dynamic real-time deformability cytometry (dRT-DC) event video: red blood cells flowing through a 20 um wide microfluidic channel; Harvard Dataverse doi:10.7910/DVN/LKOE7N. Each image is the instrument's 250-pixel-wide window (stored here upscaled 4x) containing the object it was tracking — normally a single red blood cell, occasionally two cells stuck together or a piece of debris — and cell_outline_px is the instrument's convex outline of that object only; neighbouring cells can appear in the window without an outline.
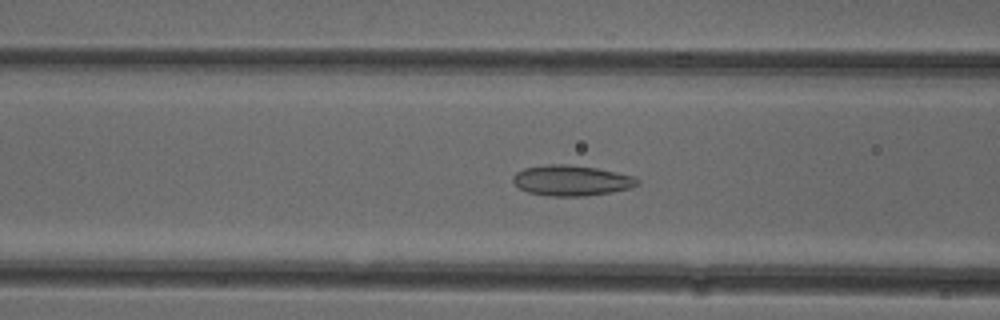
{"species": "common noctule bat (a hibernating species)", "species_latin": "Nyctalus noctula", "temperature_condition": "cold", "stored_images_in_passage": 52, "camera_frame_rate_fps": 3000, "um_per_image_px": 0.085, "animal": {"sex": "female"}, "frame": {"image": 1, "passage_image": 20, "time_ms": 6.333, "image_size_px": [1000, 320], "cell_outline_px": [[640, 184], [632, 188], [612, 192], [584, 196], [548, 196], [528, 192], [520, 188], [512, 180], [512, 176], [516, 172], [524, 168], [544, 164], [568, 164], [596, 168], [616, 172], [632, 176], [640, 180]], "centroid_in_image_um": [48.58, 15.34], "position_along_channel_um": 118.0, "area_um2": 22.25}}
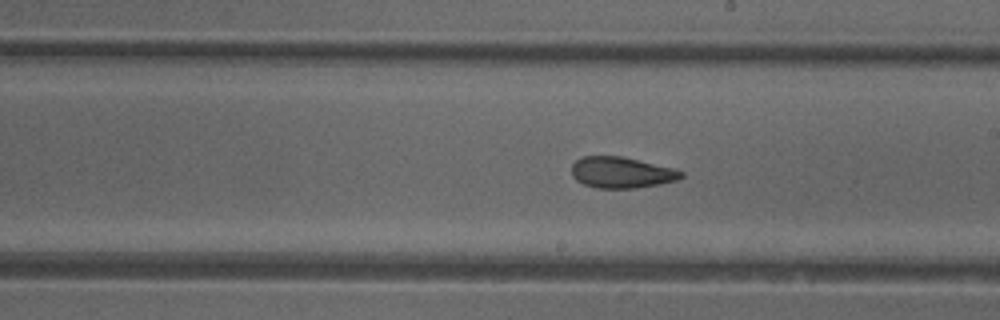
{"frame": {"image": 2, "passage_image": 29, "time_ms": 9.333, "image_size_px": [1000, 320], "cell_outline_px": [[684, 176], [676, 180], [660, 184], [636, 188], [596, 188], [584, 184], [576, 180], [572, 176], [572, 164], [580, 156], [620, 156], [676, 168], [684, 172]], "centroid_in_image_um": [52.83, 14.66], "position_along_channel_um": 236.2, "area_um2": 20.0}}
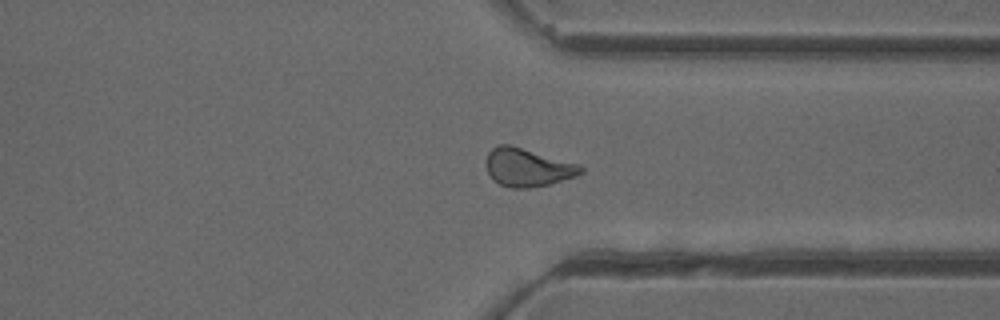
{"frame": {"image": 3, "passage_image": 39, "time_ms": 12.667, "image_size_px": [1000, 320], "cell_outline_px": [[584, 172], [576, 176], [548, 184], [528, 188], [512, 188], [500, 184], [488, 172], [484, 160], [488, 152], [492, 148], [500, 144], [508, 144], [580, 164], [584, 168]], "centroid_in_image_um": [44.85, 14.22], "position_along_channel_um": 366.6, "area_um2": 20.92}, "authors_computed_cell_mechanics": {"area_um2": 21.1548, "velocity_mm_per_s": 3.9269, "shape_relaxation_time_tau1_ms": null, "shape_relaxation_time_tau2_ms": 2.4346, "deformation_change_tau1": null, "deformation_change_tau2": 0.0892}}